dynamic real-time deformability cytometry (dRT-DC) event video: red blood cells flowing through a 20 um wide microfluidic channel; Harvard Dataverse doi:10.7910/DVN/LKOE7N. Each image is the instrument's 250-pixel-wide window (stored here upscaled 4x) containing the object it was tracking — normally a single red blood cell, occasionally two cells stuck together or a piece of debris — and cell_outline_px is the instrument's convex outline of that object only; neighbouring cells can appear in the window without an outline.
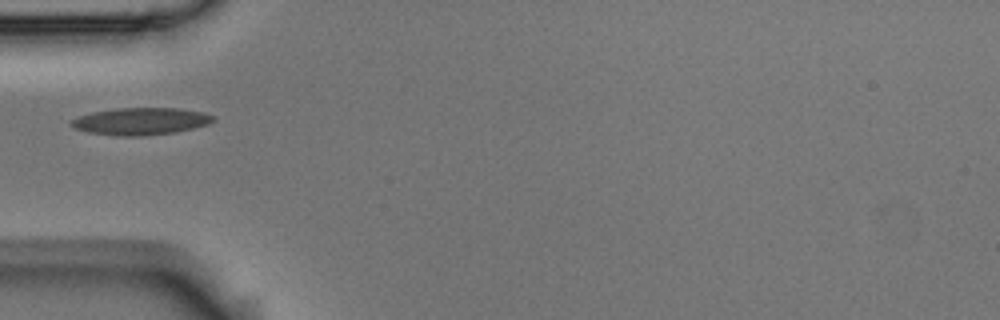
{"species": "Egyptian fruit bat (a non-hibernating species)", "species_latin": "Rousettus aegyptiacus", "temperature_condition": "room temperature", "stored_images_in_passage": 38, "camera_frame_rate_fps": 3000, "um_per_image_px": 0.085, "animal": {"sex": "male"}, "frame": {"image": 1, "passage_image": 1, "time_ms": 0.0, "image_size_px": [1000, 320], "cell_outline_px": [[216, 116], [208, 124], [176, 132], [140, 136], [120, 136], [88, 132], [76, 128], [68, 124], [72, 120], [80, 116], [92, 112], [116, 108], [180, 108], [204, 112]], "centroid_in_image_um": [11.98, 10.3], "position_along_channel_um": 73.0, "area_um2": 22.37}}
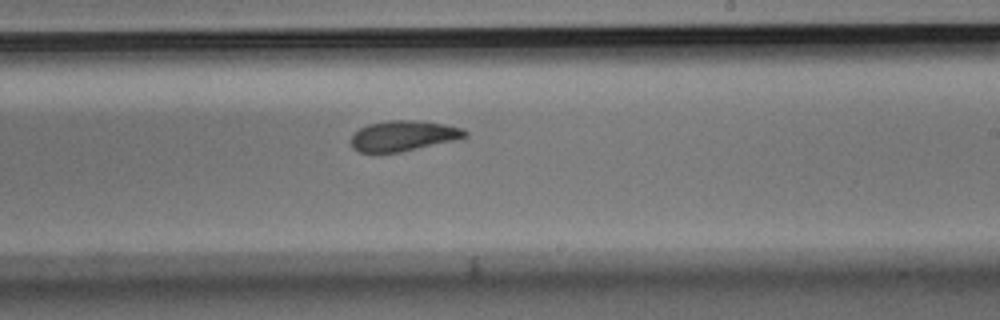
{"frame": {"image": 2, "passage_image": 16, "time_ms": 5.0, "image_size_px": [1000, 320], "cell_outline_px": [[468, 136], [452, 140], [400, 152], [376, 156], [360, 152], [352, 148], [352, 132], [368, 124], [388, 120], [416, 120], [444, 124], [464, 128], [468, 132]], "centroid_in_image_um": [34.21, 11.57], "position_along_channel_um": 254.8, "area_um2": 20.63}}
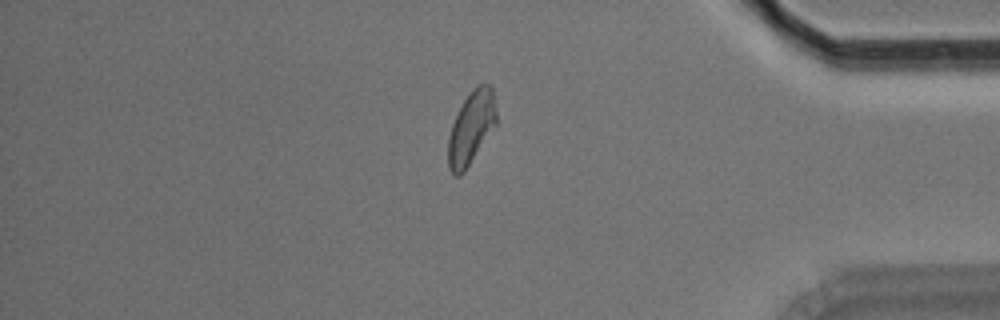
{"frame": {"image": 3, "passage_image": 30, "time_ms": 9.667, "image_size_px": [1000, 320], "cell_outline_px": [[496, 124], [464, 172], [460, 176], [456, 176], [448, 168], [448, 136], [452, 124], [464, 100], [472, 88], [476, 84], [484, 80], [492, 88], [496, 112]], "centroid_in_image_um": [40.05, 10.82], "position_along_channel_um": 395.2, "area_um2": 20.4}}